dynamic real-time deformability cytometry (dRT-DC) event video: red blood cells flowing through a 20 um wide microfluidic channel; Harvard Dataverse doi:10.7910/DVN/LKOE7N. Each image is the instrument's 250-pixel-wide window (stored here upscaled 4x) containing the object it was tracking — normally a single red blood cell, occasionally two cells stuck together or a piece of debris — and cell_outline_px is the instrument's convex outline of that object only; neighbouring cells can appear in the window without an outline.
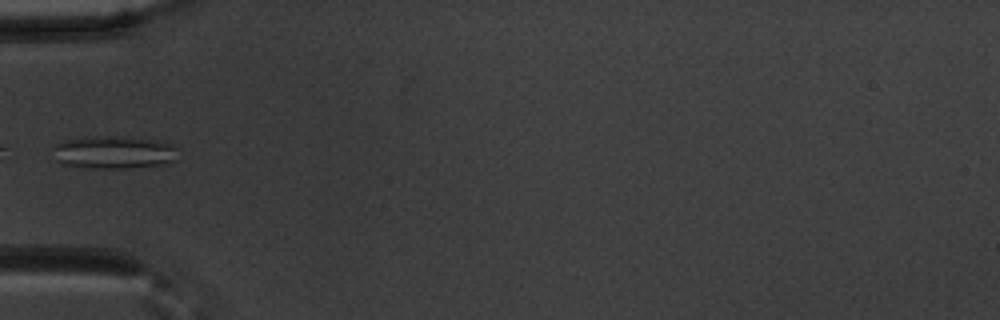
{"species": "common noctule bat (a hibernating species)", "species_latin": "Nyctalus noctula", "temperature_condition": "warm", "stored_images_in_passage": 18, "camera_frame_rate_fps": 3000, "um_per_image_px": 0.085, "animal": {"sex": "male", "body_mass_g": 20.1, "forearm_length_mm": 53.5}, "frame": {"image": 1, "passage_image": 1, "time_ms": 0.0, "image_size_px": [1000, 320], "cell_outline_px": [[180, 160], [172, 164], [124, 168], [96, 168], [60, 164], [56, 160], [52, 148], [52, 144], [64, 140], [96, 136], [108, 136], [156, 140], [172, 144], [176, 148]], "centroid_in_image_um": [9.72, 12.96], "position_along_channel_um": 75.3, "area_um2": 24.28}}